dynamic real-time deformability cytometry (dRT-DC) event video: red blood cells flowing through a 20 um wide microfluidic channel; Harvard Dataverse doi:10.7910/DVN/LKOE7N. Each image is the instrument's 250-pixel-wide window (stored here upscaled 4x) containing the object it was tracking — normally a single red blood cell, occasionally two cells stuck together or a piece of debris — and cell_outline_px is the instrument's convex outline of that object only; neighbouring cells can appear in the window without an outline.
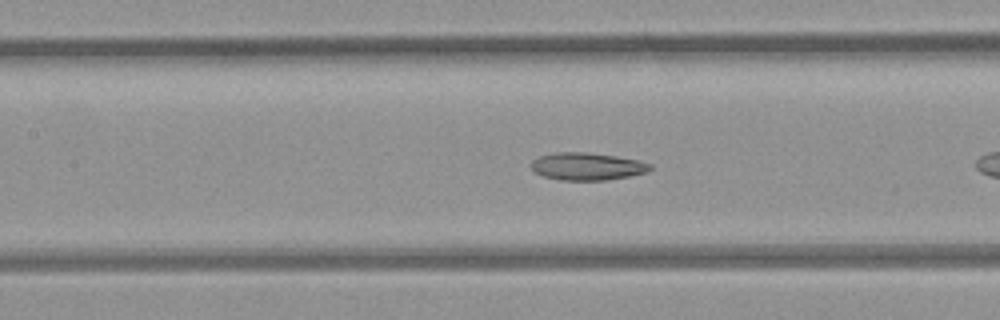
{"species": "common noctule bat (a hibernating species)", "species_latin": "Nyctalus noctula", "temperature_condition": "room temperature", "stored_images_in_passage": 10, "camera_frame_rate_fps": 3000, "um_per_image_px": 0.085, "animal": {"sex": "female", "body_mass_g": 21.9}, "frame": {"image": 1, "passage_image": 9, "time_ms": 2.667, "image_size_px": [1000, 320], "cell_outline_px": [[652, 168], [648, 172], [628, 176], [604, 180], [560, 180], [544, 176], [536, 172], [532, 168], [532, 160], [540, 156], [556, 152], [588, 152], [616, 156], [636, 160], [652, 164]], "centroid_in_image_um": [49.92, 14.14], "position_along_channel_um": 157.5, "area_um2": 18.9}}